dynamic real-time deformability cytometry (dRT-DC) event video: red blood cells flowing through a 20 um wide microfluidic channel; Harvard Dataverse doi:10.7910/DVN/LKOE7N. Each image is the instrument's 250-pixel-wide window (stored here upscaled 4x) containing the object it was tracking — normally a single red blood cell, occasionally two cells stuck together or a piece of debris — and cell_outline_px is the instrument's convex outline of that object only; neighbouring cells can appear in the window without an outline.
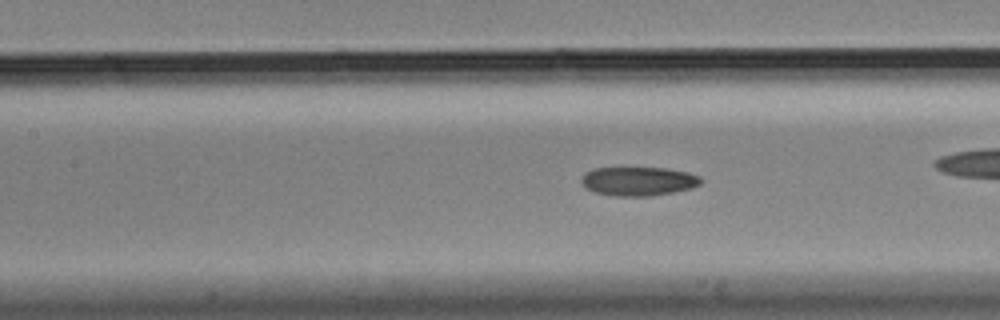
{"species": "Egyptian fruit bat (a non-hibernating species)", "species_latin": "Rousettus aegyptiacus", "temperature_condition": "cold", "stored_images_in_passage": 38, "camera_frame_rate_fps": 3000, "um_per_image_px": 0.085, "animal": {"sex": "male"}, "frame": {"image": 1, "passage_image": 17, "time_ms": 5.333, "image_size_px": [1000, 320], "cell_outline_px": [[700, 184], [692, 188], [672, 192], [648, 196], [616, 196], [596, 192], [584, 188], [580, 180], [584, 172], [596, 168], [668, 168], [688, 172], [700, 176]], "centroid_in_image_um": [54.24, 15.4], "position_along_channel_um": 153.2, "area_um2": 20.11}}